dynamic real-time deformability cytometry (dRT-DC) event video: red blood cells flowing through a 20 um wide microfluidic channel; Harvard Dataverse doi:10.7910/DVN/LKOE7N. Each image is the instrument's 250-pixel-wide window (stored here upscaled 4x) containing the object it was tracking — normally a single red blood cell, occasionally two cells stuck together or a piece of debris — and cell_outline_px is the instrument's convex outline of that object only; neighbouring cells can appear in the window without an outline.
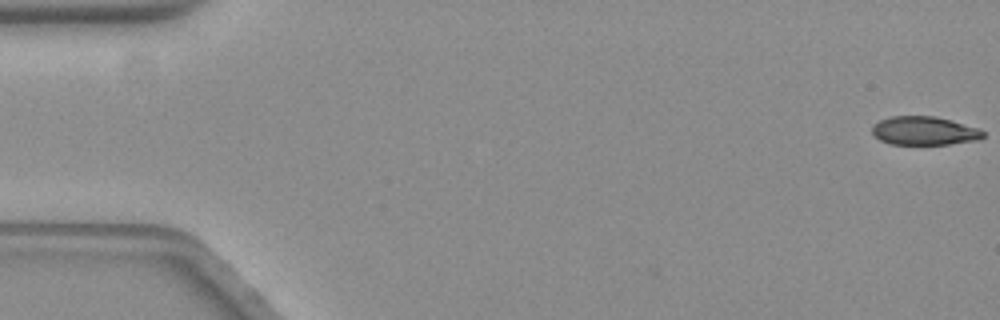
{"species": "common noctule bat (a hibernating species)", "species_latin": "Nyctalus noctula", "temperature_condition": "warm", "stored_images_in_passage": 59, "camera_frame_rate_fps": 3000, "um_per_image_px": 0.085, "animal": {"sex": "female", "body_mass_g": 19.3, "forearm_length_mm": 54.1}, "frame": {"image": 1, "passage_image": 1, "time_ms": 0.0, "image_size_px": [1000, 320], "cell_outline_px": [[984, 136], [980, 140], [948, 144], [892, 144], [880, 140], [872, 132], [872, 124], [880, 120], [892, 116], [936, 116], [980, 128], [984, 132]], "centroid_in_image_um": [78.59, 11.11], "position_along_channel_um": 6.4, "area_um2": 18.55}}
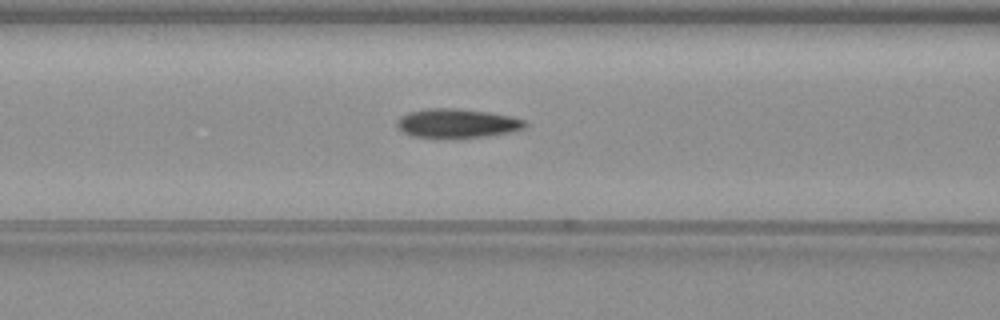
{"frame": {"image": 2, "passage_image": 24, "time_ms": 7.667, "image_size_px": [1000, 320], "cell_outline_px": [[528, 124], [524, 128], [512, 132], [460, 140], [436, 140], [412, 136], [404, 132], [396, 124], [400, 116], [408, 112], [428, 108], [456, 108], [488, 112], [508, 116], [524, 120]], "centroid_in_image_um": [38.82, 10.53], "position_along_channel_um": 127.8, "area_um2": 22.48}}
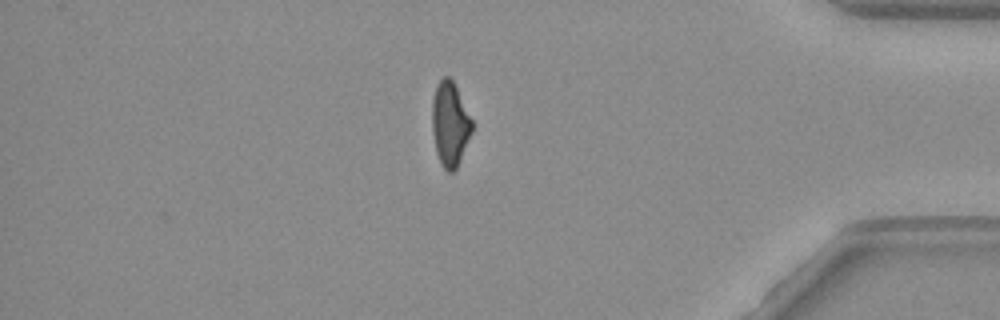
{"frame": {"image": 3, "passage_image": 50, "time_ms": 16.333, "image_size_px": [1000, 320], "cell_outline_px": [[472, 132], [460, 160], [456, 168], [452, 172], [448, 172], [440, 164], [436, 152], [432, 132], [432, 100], [436, 84], [444, 76], [448, 76], [452, 80], [472, 120]], "centroid_in_image_um": [38.23, 10.55], "position_along_channel_um": 397.0, "area_um2": 19.48}, "authors_computed_cell_mechanics": {"area_um2": 20.9236, "velocity_mm_per_s": 3.521, "shape_relaxation_time_tau1_ms": 3.1452, "shape_relaxation_time_tau2_ms": 2.5339, "deformation_change_tau1": 0.1531, "deformation_change_tau2": 0.098}}